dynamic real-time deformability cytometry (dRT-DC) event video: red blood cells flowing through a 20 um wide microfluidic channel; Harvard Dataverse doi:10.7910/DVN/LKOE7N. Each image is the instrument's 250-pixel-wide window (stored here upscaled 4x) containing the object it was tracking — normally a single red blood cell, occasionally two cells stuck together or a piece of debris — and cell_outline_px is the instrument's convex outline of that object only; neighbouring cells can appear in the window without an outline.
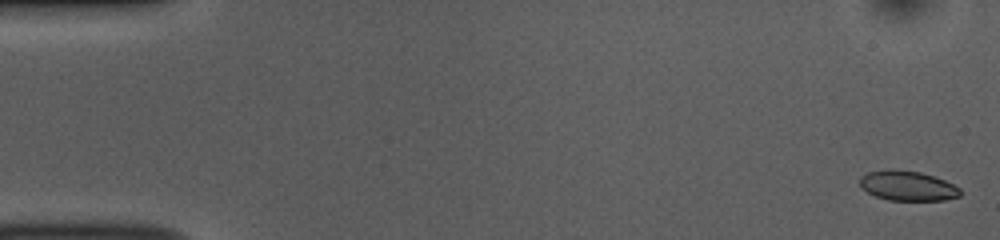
{"species": "common noctule bat (a hibernating species)", "species_latin": "Nyctalus noctula", "temperature_condition": "room temperature", "stored_images_in_passage": 52, "camera_frame_rate_fps": 3000, "um_per_image_px": 0.085, "animal": {"sex": "female", "body_mass_g": 10.0, "forearm_length_mm": 53.1}, "frame": {"image": 1, "passage_image": 1, "time_ms": 0.0, "image_size_px": [1000, 240], "cell_outline_px": [[960, 196], [944, 200], [888, 200], [876, 196], [868, 192], [860, 184], [860, 176], [868, 172], [892, 168], [920, 172], [944, 180], [960, 188]], "centroid_in_image_um": [77.13, 15.78], "position_along_channel_um": 7.9, "area_um2": 17.34}}
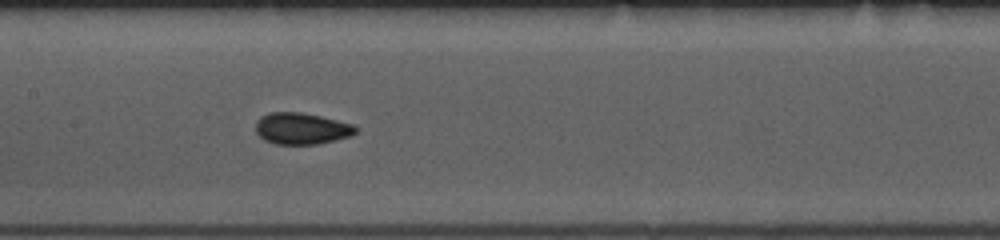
{"frame": {"image": 2, "passage_image": 25, "time_ms": 8.0, "image_size_px": [1000, 240], "cell_outline_px": [[356, 132], [352, 136], [320, 144], [276, 144], [264, 140], [256, 132], [256, 120], [260, 116], [268, 112], [300, 112], [320, 116], [352, 124], [356, 128]], "centroid_in_image_um": [25.61, 10.93], "position_along_channel_um": 181.8, "area_um2": 18.44}}
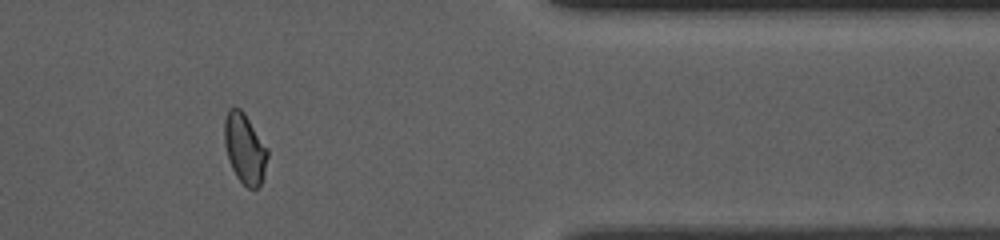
{"frame": {"image": 3, "passage_image": 43, "time_ms": 14.0, "image_size_px": [1000, 240], "cell_outline_px": [[268, 156], [264, 176], [260, 184], [256, 188], [248, 188], [236, 176], [232, 168], [224, 144], [224, 120], [228, 108], [240, 108], [244, 112], [268, 148]], "centroid_in_image_um": [20.81, 12.6], "position_along_channel_um": 390.6, "area_um2": 17.63}, "authors_computed_cell_mechanics": {"area_um2": 18.1203, "velocity_mm_per_s": 3.8538, "shape_relaxation_time_tau1_ms": 4.0839, "shape_relaxation_time_tau2_ms": 1.3597, "deformation_change_tau1": 0.0947, "deformation_change_tau2": 0.0504}}